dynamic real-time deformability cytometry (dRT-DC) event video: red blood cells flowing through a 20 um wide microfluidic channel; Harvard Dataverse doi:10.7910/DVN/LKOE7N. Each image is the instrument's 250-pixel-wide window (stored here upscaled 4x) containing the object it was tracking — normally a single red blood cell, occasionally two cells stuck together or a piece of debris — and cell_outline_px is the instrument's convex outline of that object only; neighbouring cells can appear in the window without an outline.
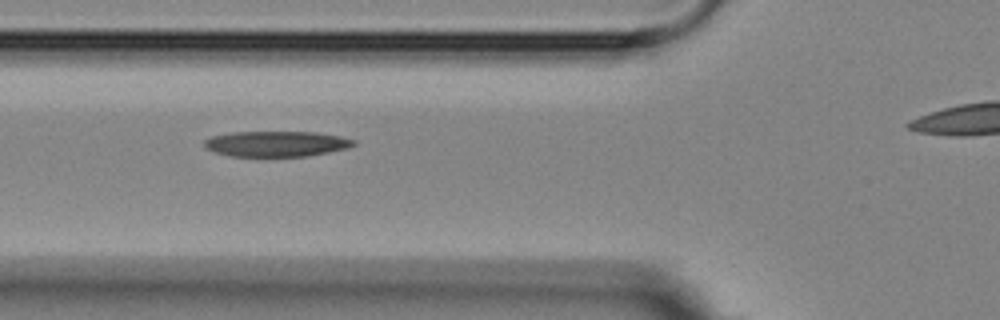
{"species": "Egyptian fruit bat (a non-hibernating species)", "species_latin": "Rousettus aegyptiacus", "temperature_condition": "room temperature", "stored_images_in_passage": 12, "camera_frame_rate_fps": 3000, "um_per_image_px": 0.085, "animal": {"sex": "female"}, "frame": {"image": 1, "passage_image": 4, "time_ms": 4.0, "image_size_px": [1000, 320], "cell_outline_px": [[356, 144], [348, 148], [328, 152], [304, 156], [228, 156], [212, 152], [204, 148], [204, 140], [212, 136], [232, 132], [316, 132], [340, 136], [356, 140]], "centroid_in_image_um": [23.46, 12.22], "position_along_channel_um": 102.3, "area_um2": 22.31}}
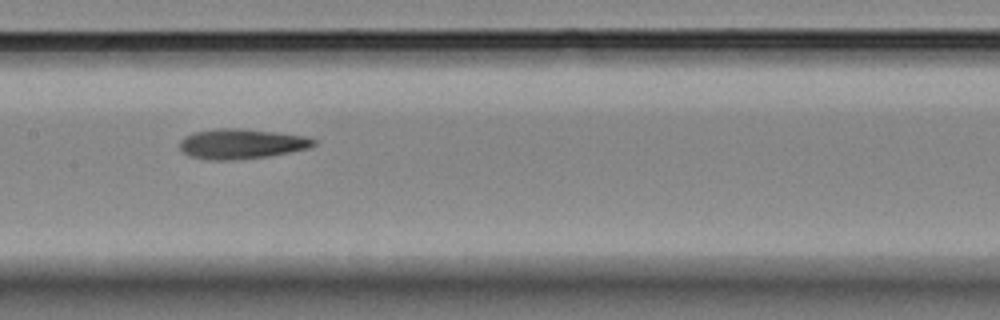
{"frame": {"image": 2, "passage_image": 6, "time_ms": 6.333, "image_size_px": [1000, 320], "cell_outline_px": [[316, 144], [308, 148], [268, 156], [232, 160], [212, 160], [192, 156], [184, 152], [180, 148], [180, 140], [184, 136], [192, 132], [220, 128], [240, 128], [276, 132], [304, 136], [316, 140]], "centroid_in_image_um": [20.5, 12.21], "position_along_channel_um": 186.9, "area_um2": 23.24}}
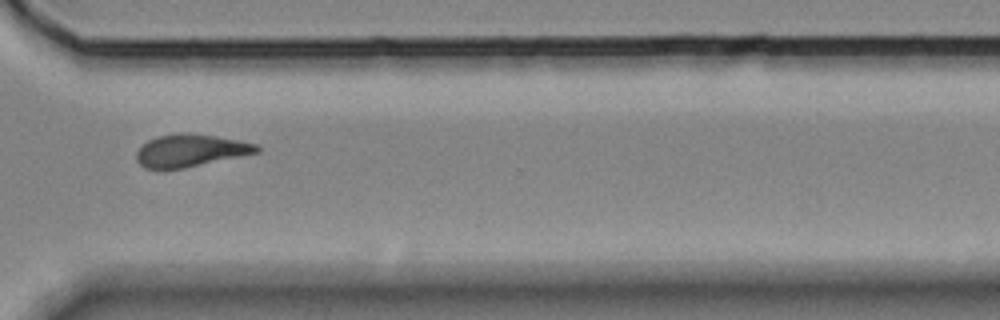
{"frame": {"image": 3, "passage_image": 10, "time_ms": 11.0, "image_size_px": [1000, 320], "cell_outline_px": [[260, 152], [184, 168], [164, 172], [144, 168], [136, 160], [136, 152], [148, 140], [156, 136], [180, 132], [216, 136], [256, 144], [260, 148]], "centroid_in_image_um": [16.12, 12.83], "position_along_channel_um": 354.5, "area_um2": 23.06}, "authors_computed_cell_mechanics": {"area_um2": 22.4842, "velocity_mm_per_s": 3.6066, "shape_relaxation_time_tau1_ms": 8.3512, "shape_relaxation_time_tau2_ms": 4.8049, "deformation_change_tau1": 0.2347, "deformation_change_tau2": 0.1489}}